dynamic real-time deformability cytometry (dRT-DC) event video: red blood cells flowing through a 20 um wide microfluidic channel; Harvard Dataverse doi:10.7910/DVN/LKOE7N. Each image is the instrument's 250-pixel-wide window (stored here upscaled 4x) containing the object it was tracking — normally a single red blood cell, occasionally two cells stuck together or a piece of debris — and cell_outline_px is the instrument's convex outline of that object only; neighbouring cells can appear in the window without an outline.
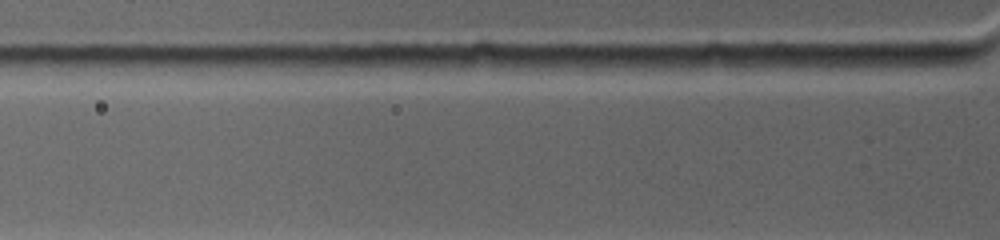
{"species": "common noctule bat (a hibernating species)", "species_latin": "Nyctalus noctula", "temperature_condition": "warm", "stored_images_in_passage": 2, "camera_frame_rate_fps": 4500, "um_per_image_px": 0.085, "animal": {"sex": "female", "body_mass_g": 19.0, "forearm_length_mm": 53.3}, "frame": {"image": 1, "passage_image": 2, "time_ms": 0.222, "image_size_px": [1000, 240], "cell_outline_px": [[940, 64], [876, 72], [832, 72], [804, 64], [804, 56], [896, 56]], "centroid_in_image_um": [73.35, 5.39], "position_along_channel_um": 52.4, "area_um2": 11.79}}